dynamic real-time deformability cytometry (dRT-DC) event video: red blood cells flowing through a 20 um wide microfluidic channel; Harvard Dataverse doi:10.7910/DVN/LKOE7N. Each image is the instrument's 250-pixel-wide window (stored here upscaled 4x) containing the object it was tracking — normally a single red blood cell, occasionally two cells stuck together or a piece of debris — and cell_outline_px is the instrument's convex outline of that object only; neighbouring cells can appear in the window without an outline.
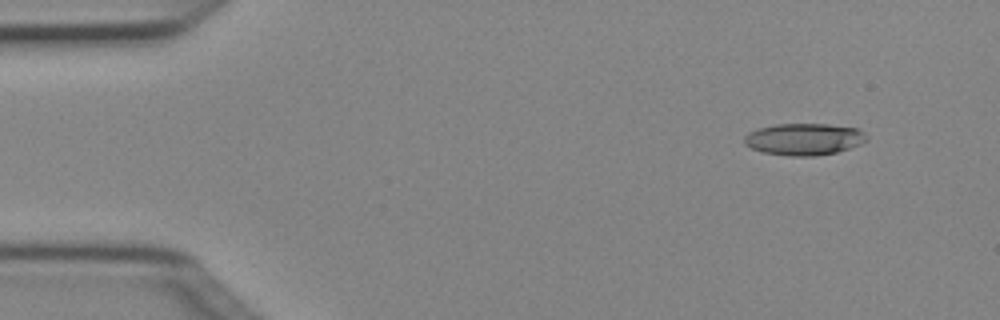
{"species": "Egyptian fruit bat (a non-hibernating species)", "species_latin": "Rousettus aegyptiacus", "temperature_condition": "cold", "stored_images_in_passage": 3, "camera_frame_rate_fps": 3000, "um_per_image_px": 0.085, "animal": {"sex": "female"}, "frame": {"image": 1, "passage_image": 1, "time_ms": 0.0, "image_size_px": [1000, 320], "cell_outline_px": [[868, 140], [860, 144], [836, 152], [816, 156], [792, 156], [764, 152], [752, 148], [744, 144], [744, 136], [748, 132], [756, 128], [776, 124], [828, 124], [856, 128], [864, 132], [868, 136]], "centroid_in_image_um": [68.34, 11.82], "position_along_channel_um": 16.7, "area_um2": 22.72}}
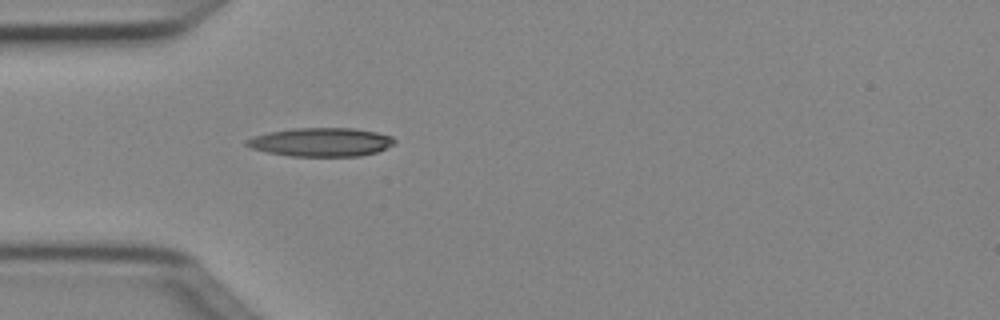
{"frame": {"image": 2, "passage_image": 3, "time_ms": 0.667, "image_size_px": [1000, 320], "cell_outline_px": [[396, 140], [392, 144], [376, 152], [360, 156], [288, 156], [268, 152], [252, 148], [244, 144], [244, 140], [252, 136], [268, 132], [292, 128], [352, 128], [376, 132], [392, 136]], "centroid_in_image_um": [27.24, 12.07], "position_along_channel_um": 57.8, "area_um2": 24.68}}